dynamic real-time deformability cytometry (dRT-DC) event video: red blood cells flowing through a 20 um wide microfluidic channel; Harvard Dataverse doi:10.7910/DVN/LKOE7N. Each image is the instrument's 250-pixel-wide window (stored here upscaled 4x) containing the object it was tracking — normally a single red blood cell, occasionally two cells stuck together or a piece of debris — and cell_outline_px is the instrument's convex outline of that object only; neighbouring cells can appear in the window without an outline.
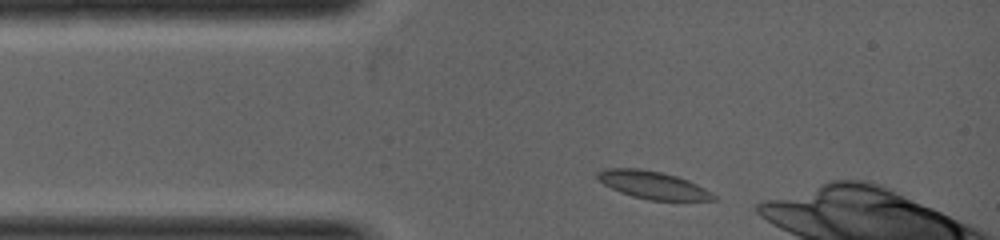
{"species": "common noctule bat (a hibernating species)", "species_latin": "Nyctalus noctula", "temperature_condition": "warm", "stored_images_in_passage": 2, "camera_frame_rate_fps": 5000, "um_per_image_px": 0.085, "animal": {"sex": "female", "body_mass_g": 19.0, "forearm_length_mm": 53.3}, "frame": {"image": 1, "passage_image": 1, "time_ms": 0.0, "image_size_px": [1000, 240], "cell_outline_px": [[716, 200], [648, 200], [632, 196], [620, 192], [604, 184], [596, 176], [596, 172], [612, 168], [640, 168], [660, 172], [676, 176], [688, 180], [704, 188], [716, 196]], "centroid_in_image_um": [55.49, 15.72], "position_along_channel_um": 29.5, "area_um2": 18.44}}